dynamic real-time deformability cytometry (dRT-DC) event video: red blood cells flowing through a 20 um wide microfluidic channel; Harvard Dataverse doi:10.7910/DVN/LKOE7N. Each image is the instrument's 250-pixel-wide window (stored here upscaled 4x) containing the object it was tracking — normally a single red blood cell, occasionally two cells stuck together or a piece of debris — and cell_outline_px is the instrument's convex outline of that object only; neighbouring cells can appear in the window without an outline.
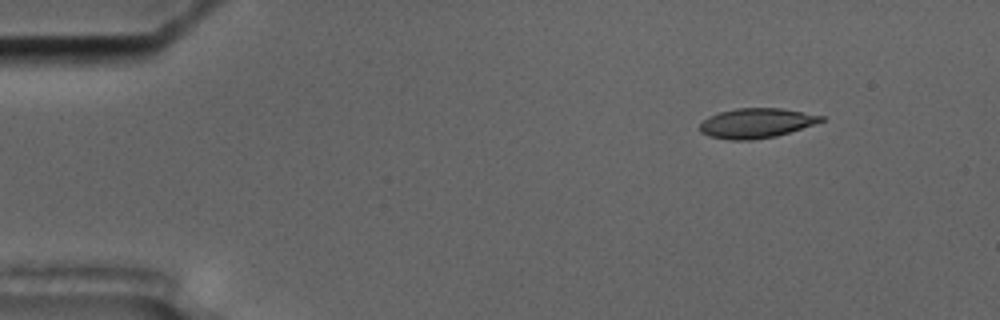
{"species": "common noctule bat (a hibernating species)", "species_latin": "Nyctalus noctula", "temperature_condition": "cold", "stored_images_in_passage": 3, "camera_frame_rate_fps": 3000, "um_per_image_px": 0.085, "animal": {"sex": "male", "body_mass_g": 17.5, "forearm_length_mm": 52.3}, "frame": {"image": 1, "passage_image": 2, "time_ms": 1.0, "image_size_px": [1000, 320], "cell_outline_px": [[824, 120], [776, 136], [752, 140], [728, 140], [708, 136], [700, 132], [700, 124], [708, 116], [720, 112], [736, 108], [780, 108], [824, 116]], "centroid_in_image_um": [64.22, 10.47], "position_along_channel_um": 20.8, "area_um2": 20.81}}